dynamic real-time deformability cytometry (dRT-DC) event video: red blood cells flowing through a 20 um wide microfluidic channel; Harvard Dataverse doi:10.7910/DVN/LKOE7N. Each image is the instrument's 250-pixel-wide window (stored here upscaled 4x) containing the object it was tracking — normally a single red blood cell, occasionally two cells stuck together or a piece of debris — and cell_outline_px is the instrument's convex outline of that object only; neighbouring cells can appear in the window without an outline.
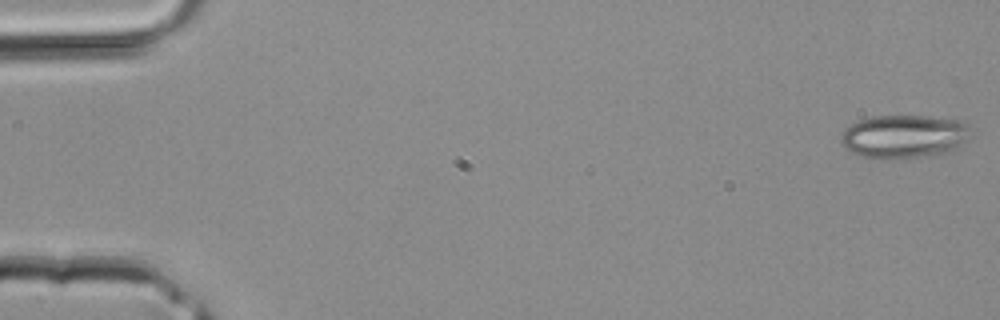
{"species": "common noctule bat (a hibernating species)", "species_latin": "Nyctalus noctula", "temperature_condition": "room temperature", "stored_images_in_passage": 40, "camera_frame_rate_fps": 3000, "um_per_image_px": 0.085, "animal": {"sex": "male", "body_mass_g": 20.4}, "frame": {"image": 1, "passage_image": 1, "time_ms": 0.0, "image_size_px": [1000, 320], "cell_outline_px": [[964, 140], [956, 148], [944, 152], [924, 156], [884, 160], [864, 156], [848, 152], [840, 140], [840, 136], [844, 128], [860, 120], [872, 116], [928, 116], [964, 120]], "centroid_in_image_um": [76.71, 11.6], "position_along_channel_um": 8.3, "area_um2": 32.31}}
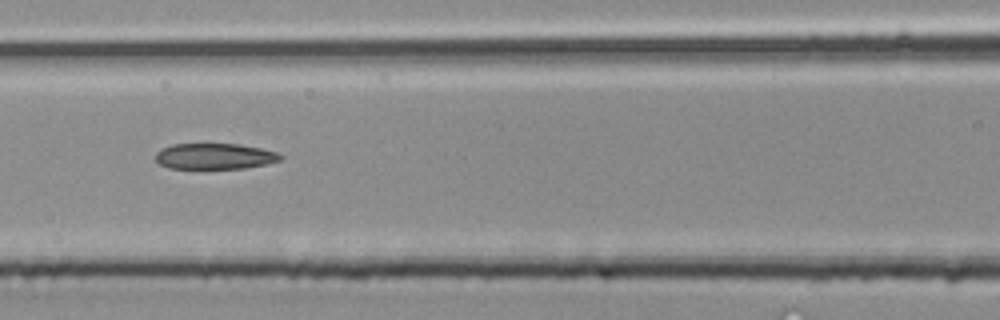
{"frame": {"image": 2, "passage_image": 18, "time_ms": 5.667, "image_size_px": [1000, 320], "cell_outline_px": [[284, 156], [280, 160], [268, 164], [244, 168], [168, 168], [160, 164], [156, 160], [156, 152], [172, 144], [240, 144], [260, 148], [276, 152]], "centroid_in_image_um": [18.27, 13.28], "position_along_channel_um": 148.3, "area_um2": 18.73}}
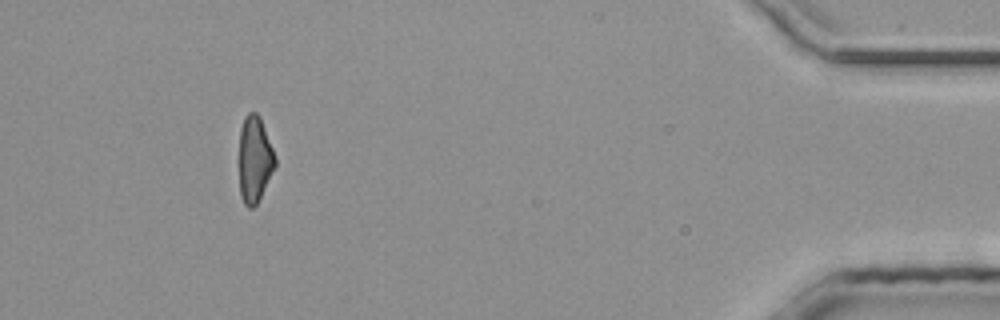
{"frame": {"image": 3, "passage_image": 37, "time_ms": 12.0, "image_size_px": [1000, 320], "cell_outline_px": [[276, 168], [256, 204], [252, 208], [248, 208], [244, 204], [240, 192], [236, 160], [240, 128], [244, 116], [248, 112], [256, 112], [260, 116], [272, 148], [276, 160]], "centroid_in_image_um": [21.58, 13.53], "position_along_channel_um": 413.6, "area_um2": 18.96}}